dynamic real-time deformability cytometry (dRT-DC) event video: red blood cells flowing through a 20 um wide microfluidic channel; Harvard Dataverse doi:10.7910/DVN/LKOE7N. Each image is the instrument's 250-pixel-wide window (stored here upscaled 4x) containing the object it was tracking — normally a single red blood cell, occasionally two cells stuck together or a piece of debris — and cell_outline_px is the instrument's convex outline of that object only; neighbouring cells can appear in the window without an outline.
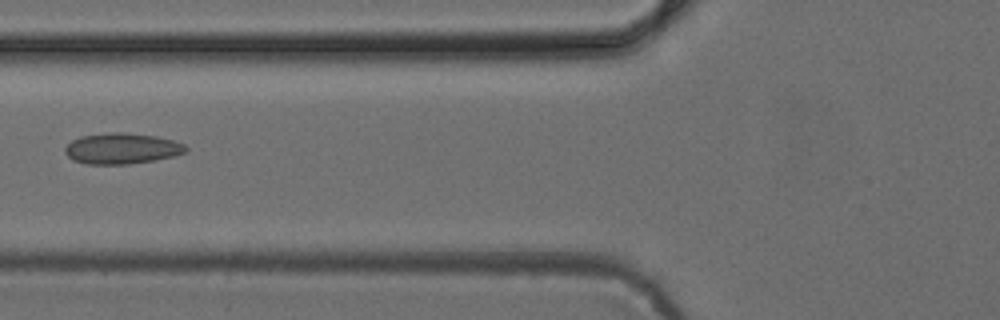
{"species": "common noctule bat (a hibernating species)", "species_latin": "Nyctalus noctula", "temperature_condition": "cold", "stored_images_in_passage": 6, "camera_frame_rate_fps": 3000, "um_per_image_px": 0.085, "animal": {"sex": "female", "body_mass_g": 24.6, "forearm_length_mm": 56.2}, "frame": {"image": 1, "passage_image": 5, "time_ms": 5.667, "image_size_px": [1000, 320], "cell_outline_px": [[188, 152], [176, 156], [156, 160], [128, 164], [88, 164], [72, 160], [64, 152], [64, 148], [72, 140], [80, 136], [112, 132], [124, 132], [156, 136], [172, 140], [184, 144], [188, 148]], "centroid_in_image_um": [10.38, 12.62], "position_along_channel_um": 115.4, "area_um2": 21.91}}
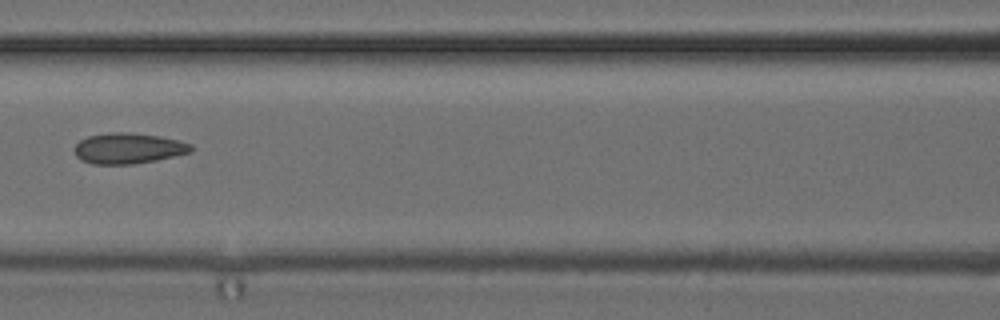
{"frame": {"image": 2, "passage_image": 6, "time_ms": 6.667, "image_size_px": [1000, 320], "cell_outline_px": [[192, 152], [156, 160], [132, 164], [92, 164], [80, 160], [76, 156], [72, 148], [80, 140], [88, 136], [108, 132], [124, 132], [160, 136], [180, 140], [192, 144]], "centroid_in_image_um": [10.88, 12.61], "position_along_channel_um": 155.7, "area_um2": 21.04}}